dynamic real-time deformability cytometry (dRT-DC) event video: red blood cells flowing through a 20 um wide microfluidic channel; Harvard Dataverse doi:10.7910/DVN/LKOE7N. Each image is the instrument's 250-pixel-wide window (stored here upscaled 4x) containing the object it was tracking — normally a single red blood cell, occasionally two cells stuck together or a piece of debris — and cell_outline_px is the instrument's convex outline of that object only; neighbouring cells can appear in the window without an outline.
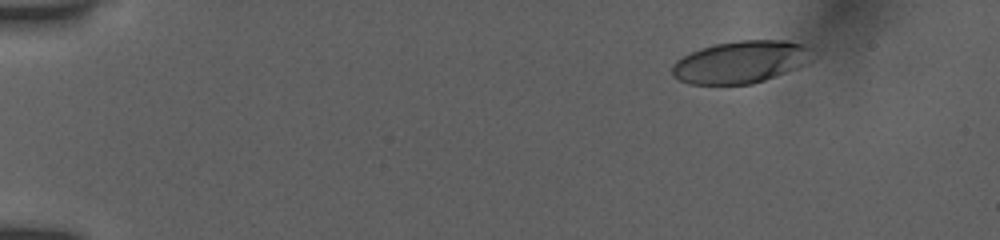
{"species": "human", "species_latin": "Homo sapiens", "temperature_condition": "room temperature", "stored_images_in_passage": 47, "camera_frame_rate_fps": 3000, "um_per_image_px": 0.085, "donor": {"sex": "female"}, "frame": {"image": 1, "passage_image": 1, "time_ms": 0.0, "image_size_px": [1000, 240], "cell_outline_px": [[808, 64], [764, 80], [752, 84], [688, 84], [672, 76], [672, 64], [676, 60], [700, 48], [716, 44], [740, 40], [784, 40], [800, 44], [808, 48]], "centroid_in_image_um": [62.89, 5.28], "position_along_channel_um": 22.1, "area_um2": 34.1}}
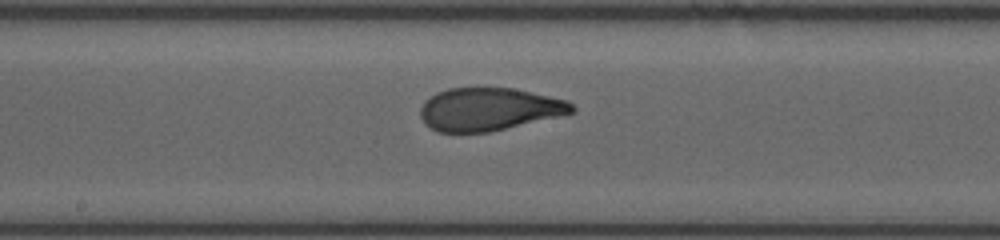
{"frame": {"image": 2, "passage_image": 24, "time_ms": 7.667, "image_size_px": [1000, 240], "cell_outline_px": [[576, 112], [488, 132], [436, 132], [424, 124], [420, 116], [420, 108], [424, 100], [436, 92], [448, 88], [512, 88], [568, 100], [576, 108]], "centroid_in_image_um": [41.52, 9.28], "position_along_channel_um": 206.7, "area_um2": 37.86}}
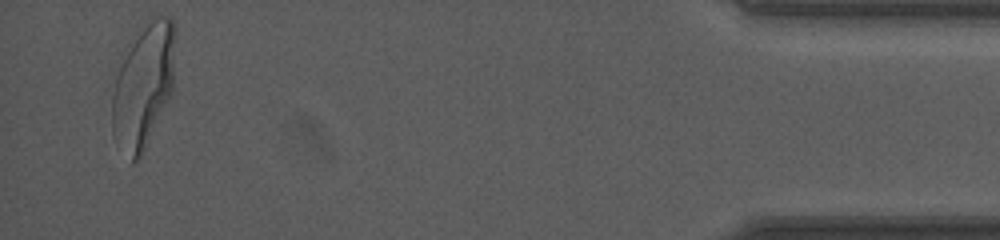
{"frame": {"image": 3, "passage_image": 46, "time_ms": 15.0, "image_size_px": [1000, 240], "cell_outline_px": [[176, 36], [172, 92], [140, 156], [132, 164], [112, 136], [112, 96], [120, 56], [132, 36], [148, 16], [168, 16], [176, 24]], "centroid_in_image_um": [12.17, 7.14], "position_along_channel_um": 423.0, "area_um2": 46.59}, "authors_computed_cell_mechanics": {"area_um2": 38.8994, "velocity_mm_per_s": 3.9088, "shape_relaxation_time_tau1_ms": 4.4287, "shape_relaxation_time_tau2_ms": 0.8364, "deformation_change_tau1": 0.1875, "deformation_change_tau2": 0.0745}}